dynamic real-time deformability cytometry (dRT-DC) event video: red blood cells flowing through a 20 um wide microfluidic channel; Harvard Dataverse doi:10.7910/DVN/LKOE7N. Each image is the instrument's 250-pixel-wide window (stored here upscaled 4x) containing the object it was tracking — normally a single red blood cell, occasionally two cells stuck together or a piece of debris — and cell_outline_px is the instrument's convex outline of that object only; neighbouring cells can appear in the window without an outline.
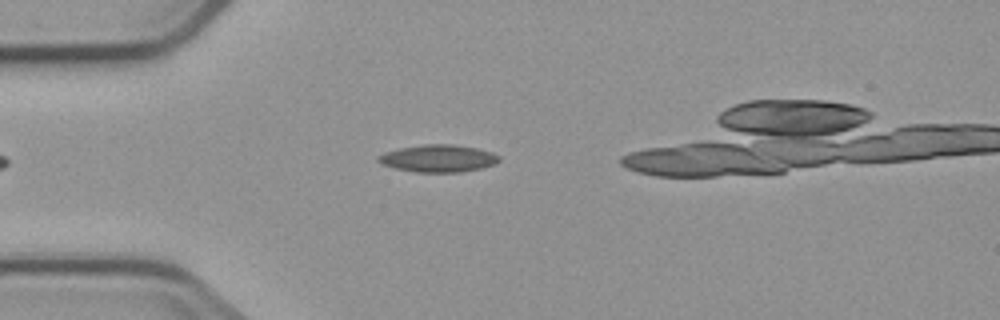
{"species": "common noctule bat (a hibernating species)", "species_latin": "Nyctalus noctula", "temperature_condition": "cold", "stored_images_in_passage": 4, "camera_frame_rate_fps": 3000, "um_per_image_px": 0.085, "animal": {"sex": "male", "body_mass_g": 23.1, "forearm_length_mm": 52.7}, "frame": {"image": 1, "passage_image": 3, "time_ms": 2.333, "image_size_px": [1000, 320], "cell_outline_px": [[500, 160], [496, 164], [480, 168], [460, 172], [416, 172], [396, 168], [380, 164], [376, 160], [376, 156], [384, 152], [400, 148], [424, 144], [452, 144], [476, 148], [492, 152], [500, 156]], "centroid_in_image_um": [37.23, 13.46], "position_along_channel_um": 47.8, "area_um2": 19.31}}